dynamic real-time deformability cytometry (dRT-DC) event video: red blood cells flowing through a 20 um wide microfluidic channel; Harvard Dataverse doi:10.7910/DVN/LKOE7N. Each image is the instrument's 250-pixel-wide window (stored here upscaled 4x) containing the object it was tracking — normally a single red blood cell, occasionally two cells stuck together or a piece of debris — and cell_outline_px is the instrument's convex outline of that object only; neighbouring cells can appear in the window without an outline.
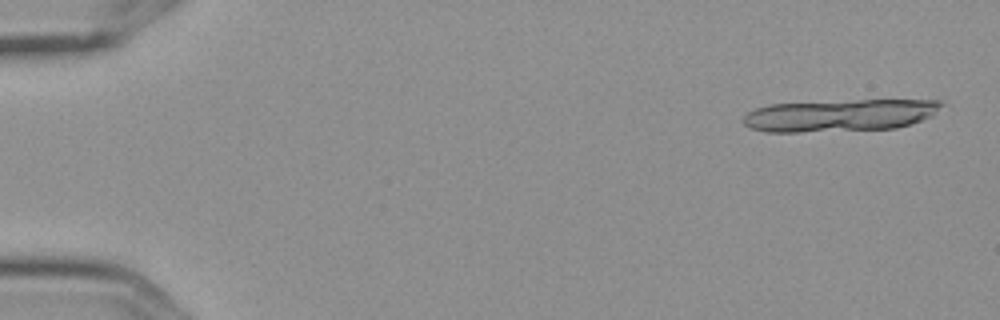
{"species": "Egyptian fruit bat (a non-hibernating species)", "species_latin": "Rousettus aegyptiacus", "temperature_condition": "cold", "stored_images_in_passage": 15, "segment_of_instrument_passage": [1, 2], "camera_frame_rate_fps": 3000, "um_per_image_px": 0.085, "frame": {"image": 1, "passage_image": 1, "time_ms": 0.0, "image_size_px": [1000, 320], "cell_outline_px": [[944, 104], [932, 116], [896, 128], [800, 132], [764, 132], [752, 128], [744, 124], [744, 116], [748, 112], [756, 108], [772, 104], [856, 100], [940, 100]], "centroid_in_image_um": [71.39, 9.8], "position_along_channel_um": 13.6, "area_um2": 36.88}}